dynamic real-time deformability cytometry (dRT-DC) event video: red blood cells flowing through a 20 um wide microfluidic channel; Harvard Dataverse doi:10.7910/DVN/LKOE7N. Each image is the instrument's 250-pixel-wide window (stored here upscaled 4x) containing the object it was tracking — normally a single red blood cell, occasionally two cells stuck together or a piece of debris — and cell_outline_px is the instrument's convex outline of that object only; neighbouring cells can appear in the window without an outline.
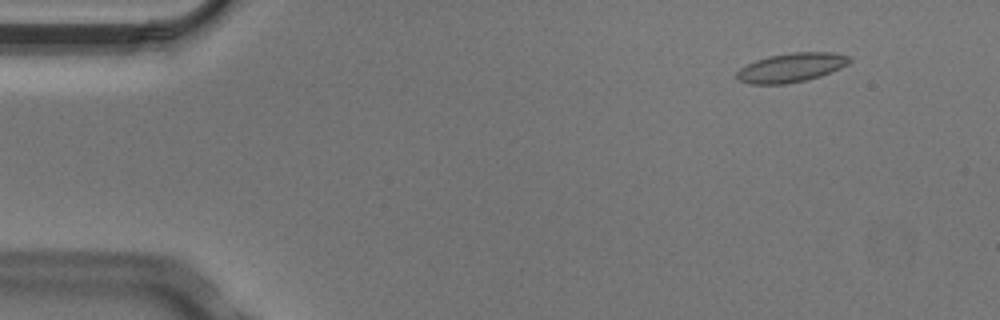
{"species": "Egyptian fruit bat (a non-hibernating species)", "species_latin": "Rousettus aegyptiacus", "temperature_condition": "cold", "stored_images_in_passage": 5, "camera_frame_rate_fps": 3000, "um_per_image_px": 0.085, "animal": {"sex": "male"}, "frame": {"image": 1, "passage_image": 2, "time_ms": 0.333, "image_size_px": [1000, 320], "cell_outline_px": [[852, 60], [848, 64], [840, 68], [820, 76], [804, 80], [784, 84], [752, 84], [736, 80], [736, 72], [740, 68], [756, 60], [768, 56], [792, 52], [832, 52], [852, 56]], "centroid_in_image_um": [67.26, 5.73], "position_along_channel_um": 17.7, "area_um2": 19.13}}
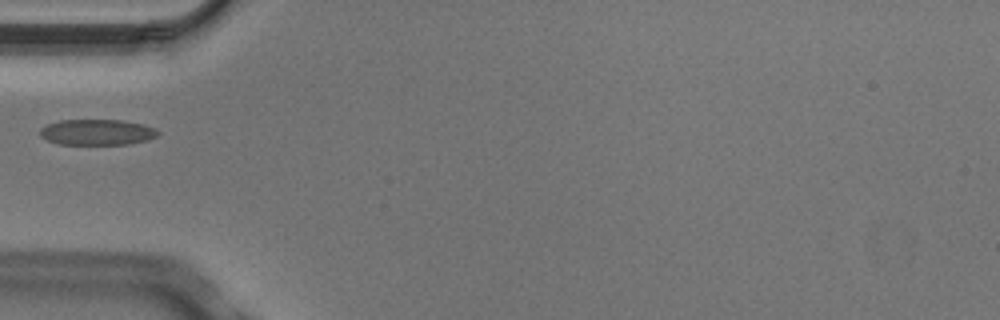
{"frame": {"image": 2, "passage_image": 5, "time_ms": 1.333, "image_size_px": [1000, 320], "cell_outline_px": [[160, 132], [156, 136], [148, 140], [128, 144], [60, 144], [48, 140], [40, 136], [40, 128], [48, 124], [60, 120], [124, 120], [144, 124], [156, 128]], "centroid_in_image_um": [8.28, 11.23], "position_along_channel_um": 76.7, "area_um2": 17.74}}